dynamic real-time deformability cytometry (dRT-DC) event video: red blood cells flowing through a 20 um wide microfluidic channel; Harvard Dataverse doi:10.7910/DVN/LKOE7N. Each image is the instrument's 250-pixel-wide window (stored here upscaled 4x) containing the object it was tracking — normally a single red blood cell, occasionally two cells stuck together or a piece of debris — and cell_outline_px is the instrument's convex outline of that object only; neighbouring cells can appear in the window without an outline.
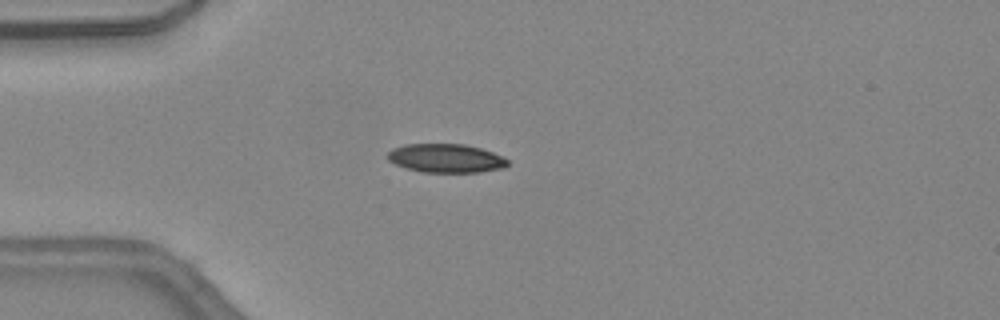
{"species": "common noctule bat (a hibernating species)", "species_latin": "Nyctalus noctula", "temperature_condition": "warm", "stored_images_in_passage": 35, "camera_frame_rate_fps": 3000, "um_per_image_px": 0.085, "animal": {"sex": "female", "body_mass_g": 24.6, "forearm_length_mm": 56.2}, "frame": {"image": 1, "passage_image": 2, "time_ms": 0.333, "image_size_px": [1000, 320], "cell_outline_px": [[508, 164], [504, 168], [480, 172], [424, 172], [408, 168], [396, 164], [388, 160], [388, 152], [392, 148], [404, 144], [464, 144], [480, 148], [492, 152], [508, 160]], "centroid_in_image_um": [37.9, 13.44], "position_along_channel_um": 47.1, "area_um2": 19.94}}
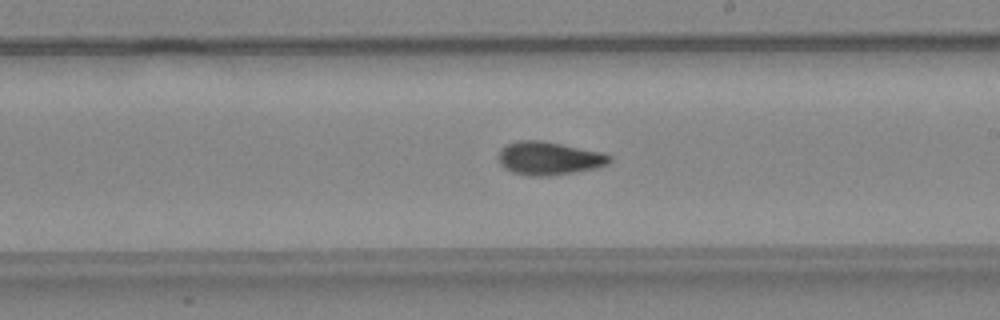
{"frame": {"image": 2, "passage_image": 16, "time_ms": 5.0, "image_size_px": [1000, 320], "cell_outline_px": [[612, 160], [608, 164], [596, 168], [548, 176], [528, 176], [512, 172], [504, 168], [500, 164], [500, 148], [508, 144], [520, 140], [540, 140], [604, 152], [612, 156]], "centroid_in_image_um": [46.69, 13.45], "position_along_channel_um": 242.3, "area_um2": 21.5}}
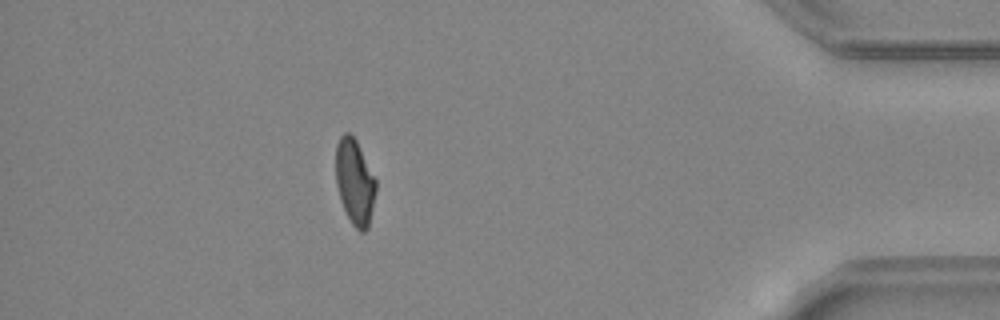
{"frame": {"image": 3, "passage_image": 30, "time_ms": 9.667, "image_size_px": [1000, 320], "cell_outline_px": [[376, 192], [368, 228], [364, 232], [360, 232], [352, 224], [340, 200], [336, 184], [336, 144], [340, 136], [344, 132], [348, 132], [356, 140], [376, 180]], "centroid_in_image_um": [30.15, 15.46], "position_along_channel_um": 405.1, "area_um2": 19.88}, "authors_computed_cell_mechanics": {"area_um2": 20.8658, "velocity_mm_per_s": 4.5283, "shape_relaxation_time_tau1_ms": 8.1428, "shape_relaxation_time_tau2_ms": 1.7495, "deformation_change_tau1": 0.2265, "deformation_change_tau2": 0.0768}}